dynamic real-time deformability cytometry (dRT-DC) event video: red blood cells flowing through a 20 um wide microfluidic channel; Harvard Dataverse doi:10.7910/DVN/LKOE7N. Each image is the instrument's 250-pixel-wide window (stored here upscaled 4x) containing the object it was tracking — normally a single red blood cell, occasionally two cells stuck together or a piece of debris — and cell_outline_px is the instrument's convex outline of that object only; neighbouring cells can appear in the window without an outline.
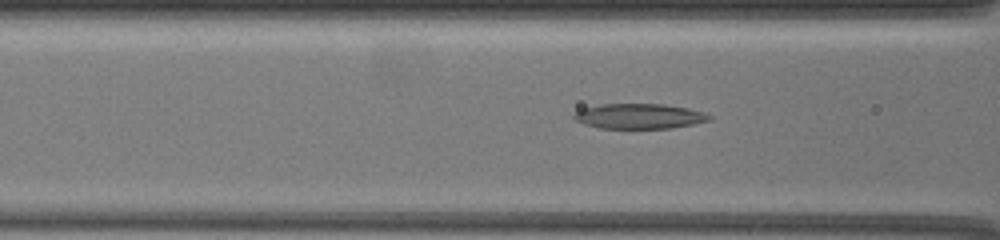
{"species": "common noctule bat (a hibernating species)", "species_latin": "Nyctalus noctula", "temperature_condition": "warm", "stored_images_in_passage": 52, "camera_frame_rate_fps": 3000, "um_per_image_px": 0.085, "animal": {"sex": "female", "body_mass_g": 19.5, "forearm_length_mm": 54.1}, "frame": {"image": 1, "passage_image": 14, "time_ms": 4.0, "image_size_px": [1000, 240], "cell_outline_px": [[712, 120], [692, 124], [668, 128], [600, 128], [584, 124], [576, 120], [572, 116], [580, 108], [600, 104], [664, 104], [688, 108], [704, 112], [712, 116]], "centroid_in_image_um": [54.33, 9.87], "position_along_channel_um": 112.3, "area_um2": 19.83}}
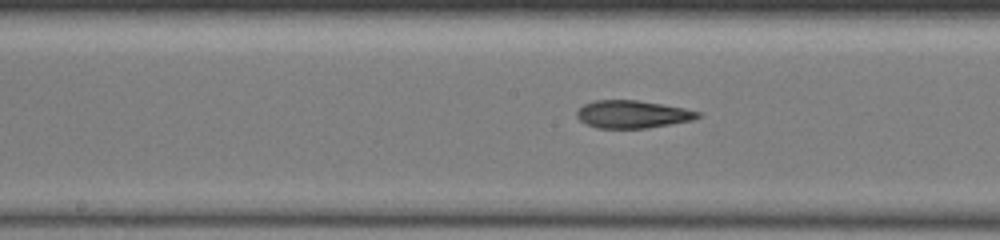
{"frame": {"image": 2, "passage_image": 20, "time_ms": 6.333, "image_size_px": [1000, 240], "cell_outline_px": [[700, 116], [692, 120], [648, 128], [600, 128], [588, 124], [580, 120], [576, 116], [576, 112], [584, 104], [596, 100], [636, 100], [684, 108], [700, 112]], "centroid_in_image_um": [53.75, 9.71], "position_along_channel_um": 194.4, "area_um2": 19.25}}
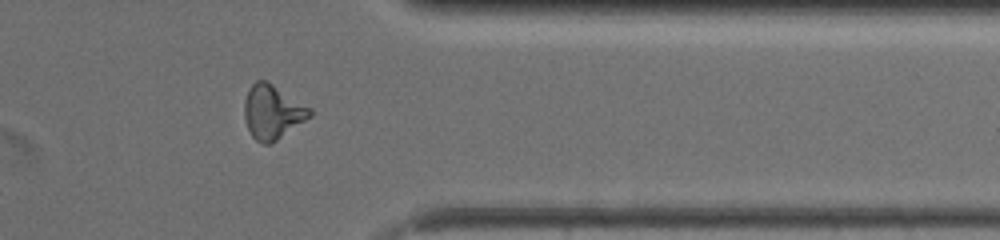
{"frame": {"image": 3, "passage_image": 41, "time_ms": 12.0, "image_size_px": [1000, 240], "cell_outline_px": [[312, 116], [272, 144], [264, 144], [256, 140], [252, 136], [248, 128], [244, 116], [244, 100], [252, 84], [256, 80], [264, 80], [272, 84], [312, 108]], "centroid_in_image_um": [23.17, 9.54], "position_along_channel_um": 388.2, "area_um2": 20.63}}